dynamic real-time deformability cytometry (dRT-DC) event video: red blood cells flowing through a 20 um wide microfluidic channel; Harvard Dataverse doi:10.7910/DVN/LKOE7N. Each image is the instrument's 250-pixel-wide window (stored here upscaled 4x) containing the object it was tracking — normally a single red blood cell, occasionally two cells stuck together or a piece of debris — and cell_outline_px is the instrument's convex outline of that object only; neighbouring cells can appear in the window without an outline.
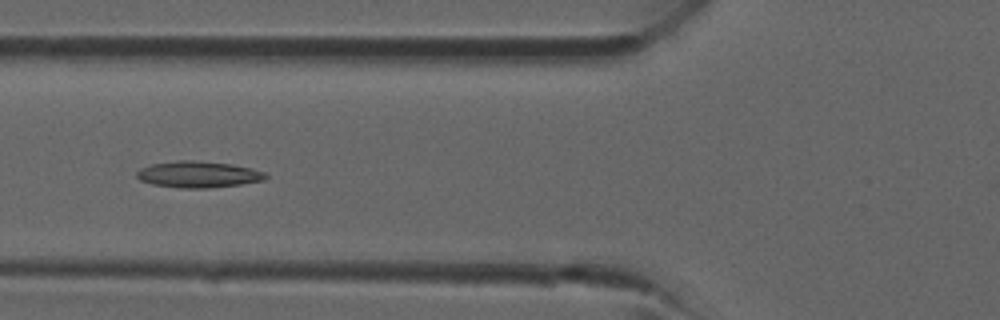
{"species": "common noctule bat (a hibernating species)", "species_latin": "Nyctalus noctula", "temperature_condition": "room temperature", "stored_images_in_passage": 39, "camera_frame_rate_fps": 3000, "um_per_image_px": 0.085, "animal": {"sex": "male", "forearm_length_mm": 52.5}, "frame": {"image": 1, "passage_image": 14, "time_ms": 4.333, "image_size_px": [1000, 320], "cell_outline_px": [[268, 176], [264, 180], [240, 184], [208, 188], [180, 188], [152, 184], [140, 180], [136, 176], [136, 172], [140, 168], [152, 164], [176, 160], [192, 160], [232, 164], [252, 168], [264, 172]], "centroid_in_image_um": [16.84, 14.82], "position_along_channel_um": 109.0, "area_um2": 19.83}}
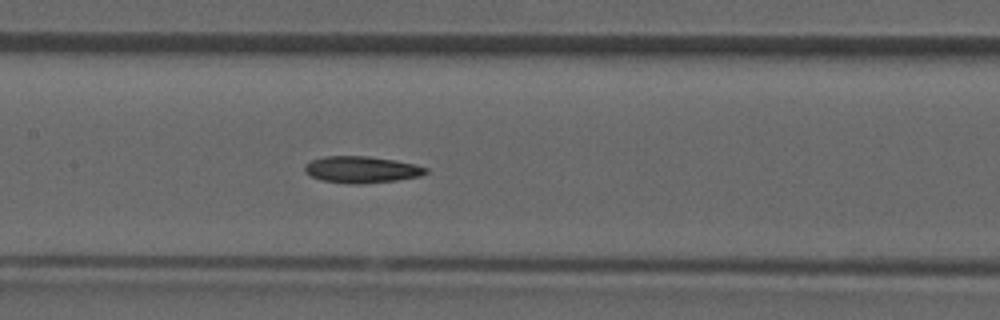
{"frame": {"image": 2, "passage_image": 18, "time_ms": 5.667, "image_size_px": [1000, 320], "cell_outline_px": [[428, 172], [420, 176], [396, 180], [364, 184], [352, 184], [320, 180], [304, 172], [304, 164], [312, 160], [324, 156], [368, 156], [396, 160], [416, 164], [428, 168]], "centroid_in_image_um": [30.73, 14.41], "position_along_channel_um": 176.7, "area_um2": 18.96}}
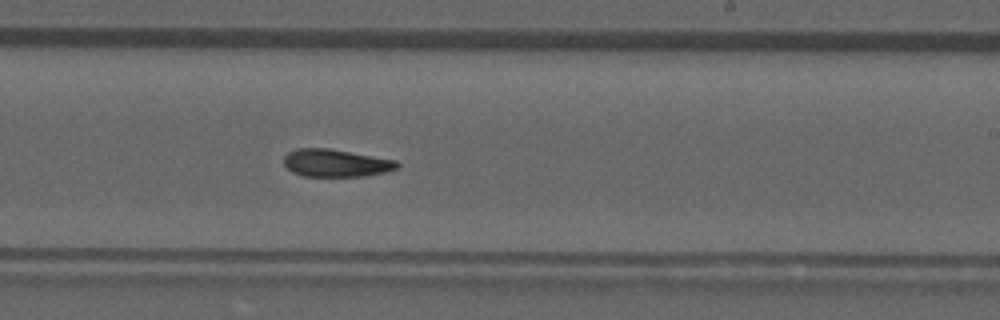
{"frame": {"image": 3, "passage_image": 23, "time_ms": 7.333, "image_size_px": [1000, 320], "cell_outline_px": [[400, 164], [396, 168], [384, 172], [364, 176], [304, 176], [292, 172], [284, 164], [284, 156], [288, 152], [296, 148], [328, 148], [396, 160]], "centroid_in_image_um": [28.52, 13.85], "position_along_channel_um": 260.5, "area_um2": 18.09}}